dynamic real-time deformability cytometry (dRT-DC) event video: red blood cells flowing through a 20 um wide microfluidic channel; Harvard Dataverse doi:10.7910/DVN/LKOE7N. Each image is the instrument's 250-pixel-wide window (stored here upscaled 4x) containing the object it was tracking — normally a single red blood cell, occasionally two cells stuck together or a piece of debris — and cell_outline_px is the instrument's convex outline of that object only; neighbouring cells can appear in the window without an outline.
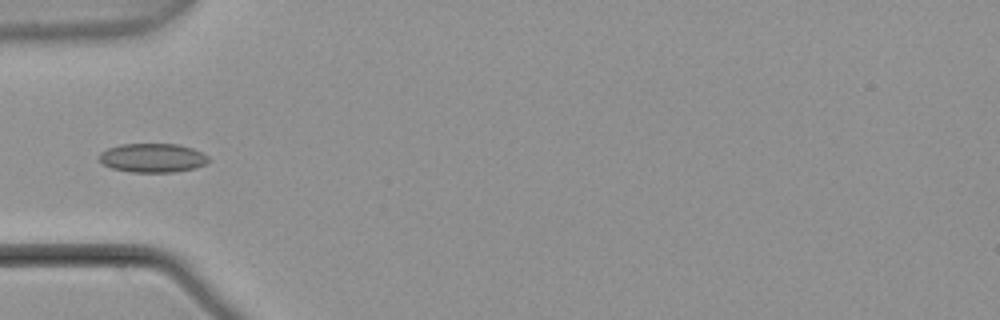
{"species": "common noctule bat (a hibernating species)", "species_latin": "Nyctalus noctula", "temperature_condition": "warm", "stored_images_in_passage": 5, "camera_frame_rate_fps": 3000, "um_per_image_px": 0.085, "animal": {"sex": "male", "body_mass_g": 21.5, "forearm_length_mm": 52.0}, "frame": {"image": 1, "passage_image": 2, "time_ms": 0.333, "image_size_px": [1000, 320], "cell_outline_px": [[208, 160], [204, 164], [196, 168], [172, 172], [132, 172], [112, 168], [100, 164], [100, 152], [108, 148], [120, 144], [176, 144], [192, 148], [208, 156]], "centroid_in_image_um": [12.93, 13.42], "position_along_channel_um": 72.1, "area_um2": 18.38}}
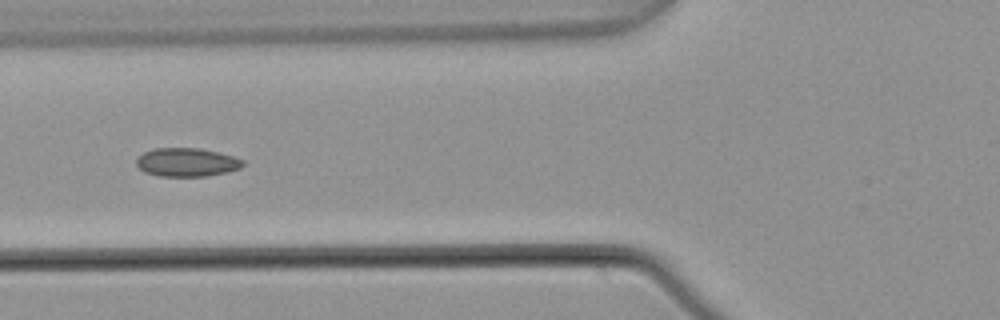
{"frame": {"image": 2, "passage_image": 3, "time_ms": 0.667, "image_size_px": [1000, 320], "cell_outline_px": [[244, 164], [240, 168], [228, 172], [208, 176], [160, 176], [144, 172], [136, 164], [136, 160], [144, 152], [152, 148], [200, 148], [232, 156], [244, 160]], "centroid_in_image_um": [15.88, 13.79], "position_along_channel_um": 109.9, "area_um2": 17.69}}
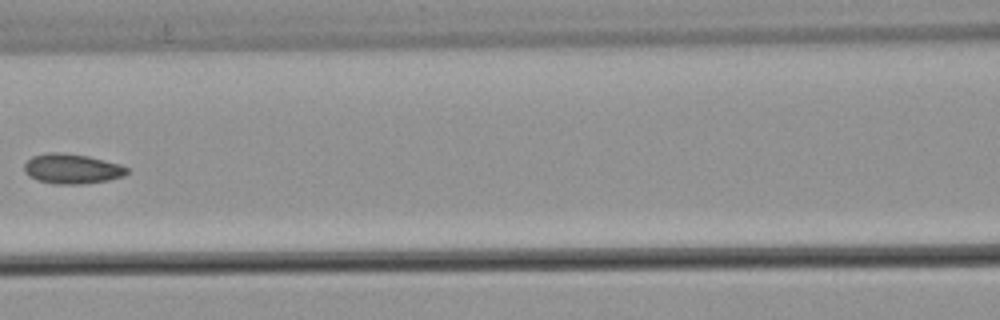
{"frame": {"image": 3, "passage_image": 4, "time_ms": 1.0, "image_size_px": [1000, 320], "cell_outline_px": [[128, 172], [124, 176], [108, 180], [80, 184], [56, 184], [40, 180], [28, 176], [24, 172], [24, 164], [32, 156], [48, 152], [60, 152], [88, 156], [120, 164], [128, 168]], "centroid_in_image_um": [6.11, 14.34], "position_along_channel_um": 160.5, "area_um2": 17.86}}